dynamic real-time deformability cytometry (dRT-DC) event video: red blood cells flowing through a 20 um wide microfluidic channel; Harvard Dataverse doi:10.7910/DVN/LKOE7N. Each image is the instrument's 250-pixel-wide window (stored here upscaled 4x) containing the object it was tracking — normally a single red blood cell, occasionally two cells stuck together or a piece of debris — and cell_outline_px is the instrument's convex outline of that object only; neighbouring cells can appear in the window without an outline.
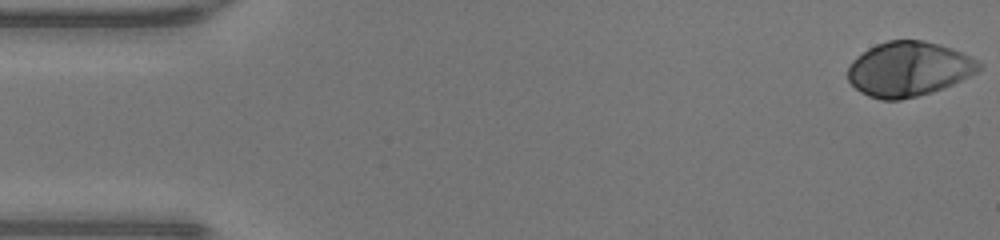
{"species": "human", "species_latin": "Homo sapiens", "temperature_condition": "warm", "stored_images_in_passage": 48, "camera_frame_rate_fps": 3000, "um_per_image_px": 0.085, "donor": {"sex": "male"}, "frame": {"image": 1, "passage_image": 1, "time_ms": 0.0, "image_size_px": [1000, 240], "cell_outline_px": [[984, 64], [976, 72], [952, 84], [932, 92], [900, 100], [880, 100], [868, 96], [860, 92], [848, 80], [848, 68], [852, 60], [856, 56], [868, 48], [876, 44], [888, 40], [924, 40], [940, 44], [952, 48]], "centroid_in_image_um": [77.2, 5.86], "position_along_channel_um": 7.8, "area_um2": 41.67}}
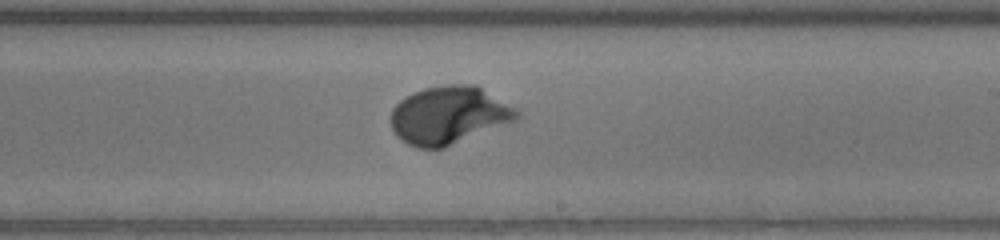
{"frame": {"image": 2, "passage_image": 28, "time_ms": 9.0, "image_size_px": [1000, 240], "cell_outline_px": [[520, 116], [516, 120], [444, 148], [416, 148], [400, 140], [396, 136], [392, 128], [392, 108], [400, 100], [424, 88], [468, 84], [476, 84], [516, 108], [520, 112]], "centroid_in_image_um": [38.17, 9.81], "position_along_channel_um": 250.8, "area_um2": 42.08}}
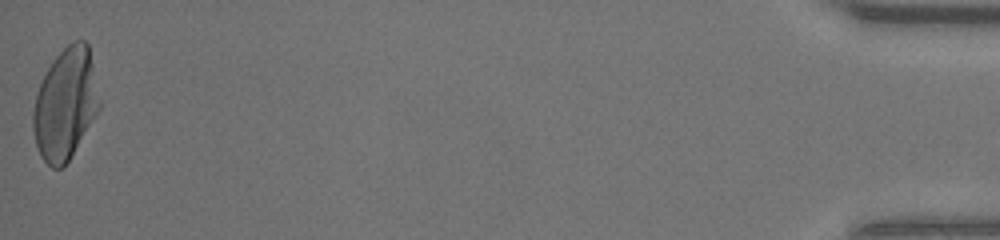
{"frame": {"image": 3, "passage_image": 48, "time_ms": 15.667, "image_size_px": [1000, 240], "cell_outline_px": [[100, 108], [64, 168], [52, 168], [40, 156], [36, 144], [32, 128], [32, 112], [36, 96], [40, 84], [52, 60], [72, 40], [84, 40], [88, 44], [100, 100]], "centroid_in_image_um": [5.55, 8.85], "position_along_channel_um": 429.7, "area_um2": 42.77}, "authors_computed_cell_mechanics": {"area_um2": 40.8935, "velocity_mm_per_s": 4.2892, "shape_relaxation_time_tau1_ms": 2.3152, "shape_relaxation_time_tau2_ms": null, "deformation_change_tau1": 0.1962, "deformation_change_tau2": null}}